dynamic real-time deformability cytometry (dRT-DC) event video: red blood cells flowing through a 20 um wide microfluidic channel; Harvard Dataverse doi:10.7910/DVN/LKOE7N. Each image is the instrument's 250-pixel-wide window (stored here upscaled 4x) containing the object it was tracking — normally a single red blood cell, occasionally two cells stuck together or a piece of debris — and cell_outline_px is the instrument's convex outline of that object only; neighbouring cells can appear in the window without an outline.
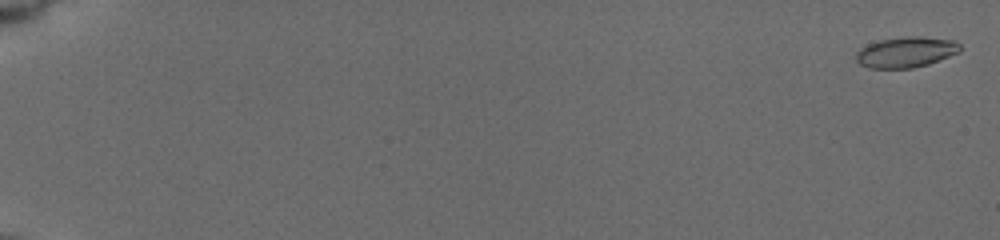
{"species": "common noctule bat (a hibernating species)", "species_latin": "Nyctalus noctula", "temperature_condition": "cold", "stored_images_in_passage": 50, "camera_frame_rate_fps": 3000, "um_per_image_px": 0.085, "animal": {"sex": "female", "body_mass_g": 19.5, "forearm_length_mm": 54.1}, "frame": {"image": 1, "passage_image": 2, "time_ms": 0.333, "image_size_px": [1000, 240], "cell_outline_px": [[960, 52], [928, 64], [912, 68], [868, 68], [860, 64], [856, 60], [856, 52], [860, 48], [868, 44], [880, 40], [904, 36], [920, 36], [952, 40], [960, 44]], "centroid_in_image_um": [76.99, 4.43], "position_along_channel_um": 8.0, "area_um2": 18.55}}
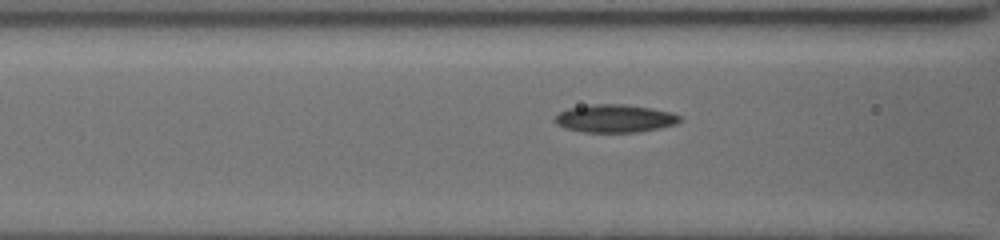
{"frame": {"image": 2, "passage_image": 29, "time_ms": 8.667, "image_size_px": [1000, 240], "cell_outline_px": [[680, 120], [676, 124], [636, 132], [584, 132], [564, 128], [556, 124], [552, 120], [560, 112], [568, 108], [592, 104], [624, 104], [652, 108], [672, 112], [680, 116]], "centroid_in_image_um": [52.22, 10.06], "position_along_channel_um": 114.4, "area_um2": 20.29}}
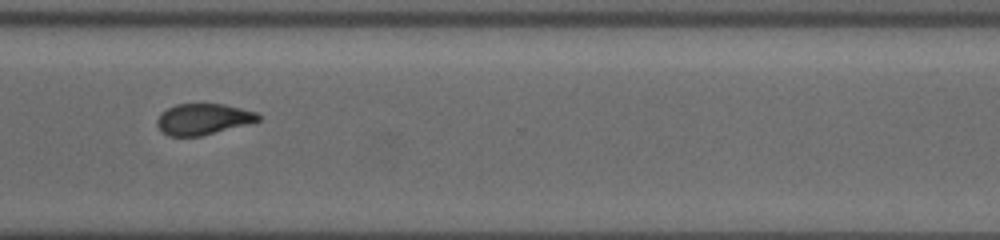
{"frame": {"image": 3, "passage_image": 49, "time_ms": 15.0, "image_size_px": [1000, 240], "cell_outline_px": [[264, 116], [260, 120], [200, 136], [168, 136], [160, 132], [156, 124], [156, 120], [160, 112], [176, 104], [224, 104], [256, 112]], "centroid_in_image_um": [17.22, 10.12], "position_along_channel_um": 353.4, "area_um2": 18.32}}